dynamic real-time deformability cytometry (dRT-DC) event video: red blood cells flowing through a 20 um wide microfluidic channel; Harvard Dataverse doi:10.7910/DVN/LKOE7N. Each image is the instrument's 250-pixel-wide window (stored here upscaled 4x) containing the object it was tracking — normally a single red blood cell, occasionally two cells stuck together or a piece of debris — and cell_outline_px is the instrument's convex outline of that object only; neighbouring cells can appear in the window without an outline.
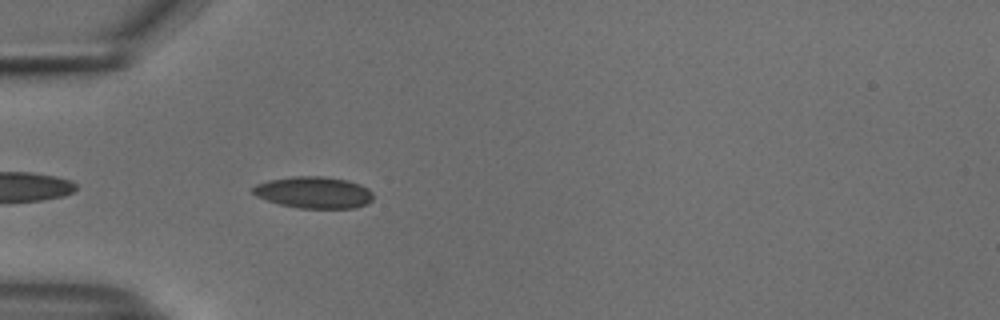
{"species": "common noctule bat (a hibernating species)", "species_latin": "Nyctalus noctula", "temperature_condition": "cold", "stored_images_in_passage": 16, "camera_frame_rate_fps": 3000, "um_per_image_px": 0.085, "animal": {"sex": "male", "body_mass_g": 18.8}, "frame": {"image": 1, "passage_image": 3, "time_ms": 0.667, "image_size_px": [1000, 320], "cell_outline_px": [[372, 200], [368, 204], [356, 208], [300, 208], [280, 204], [256, 196], [252, 192], [252, 188], [256, 184], [268, 180], [292, 176], [324, 176], [348, 180], [360, 184], [368, 188], [372, 192]], "centroid_in_image_um": [26.69, 16.35], "position_along_channel_um": 58.3, "area_um2": 22.31}}
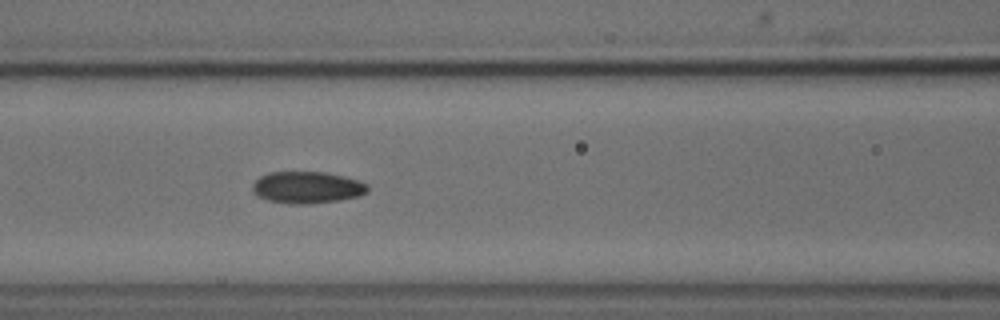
{"frame": {"image": 2, "passage_image": 10, "time_ms": 3.0, "image_size_px": [1000, 320], "cell_outline_px": [[368, 192], [360, 196], [340, 200], [308, 204], [292, 204], [268, 200], [260, 196], [252, 188], [252, 184], [260, 176], [268, 172], [324, 172], [344, 176], [360, 180], [368, 184]], "centroid_in_image_um": [26.16, 15.92], "position_along_channel_um": 140.4, "area_um2": 21.39}}
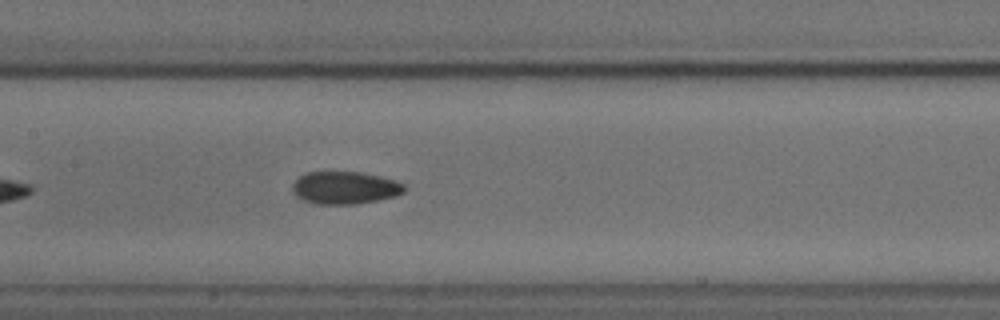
{"frame": {"image": 3, "passage_image": 13, "time_ms": 4.0, "image_size_px": [1000, 320], "cell_outline_px": [[408, 188], [404, 192], [396, 196], [356, 204], [316, 204], [304, 200], [296, 196], [292, 192], [292, 184], [300, 176], [308, 172], [360, 172], [380, 176], [396, 180], [404, 184]], "centroid_in_image_um": [29.34, 15.96], "position_along_channel_um": 178.1, "area_um2": 21.33}}